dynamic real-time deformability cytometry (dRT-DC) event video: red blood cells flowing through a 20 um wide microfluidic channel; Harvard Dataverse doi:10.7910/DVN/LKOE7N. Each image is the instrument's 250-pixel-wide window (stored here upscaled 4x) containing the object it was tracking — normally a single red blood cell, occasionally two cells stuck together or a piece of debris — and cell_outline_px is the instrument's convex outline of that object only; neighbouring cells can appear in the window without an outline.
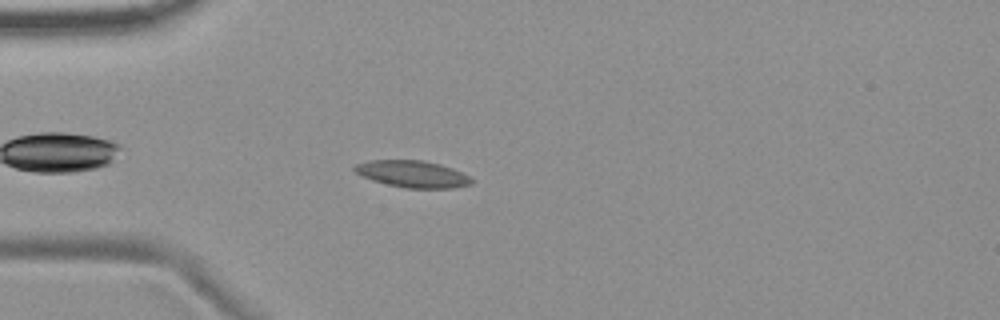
{"species": "common noctule bat (a hibernating species)", "species_latin": "Nyctalus noctula", "temperature_condition": "room temperature", "stored_images_in_passage": 2, "camera_frame_rate_fps": 3000, "um_per_image_px": 0.085, "animal": {"sex": "female", "body_mass_g": 19.9}, "frame": {"image": 1, "passage_image": 1, "time_ms": 0.0, "image_size_px": [1000, 320], "cell_outline_px": [[472, 184], [452, 188], [404, 188], [372, 180], [356, 172], [352, 168], [356, 164], [368, 160], [424, 160], [440, 164], [452, 168], [468, 176], [472, 180]], "centroid_in_image_um": [35.06, 14.78], "position_along_channel_um": 49.9, "area_um2": 18.15}}